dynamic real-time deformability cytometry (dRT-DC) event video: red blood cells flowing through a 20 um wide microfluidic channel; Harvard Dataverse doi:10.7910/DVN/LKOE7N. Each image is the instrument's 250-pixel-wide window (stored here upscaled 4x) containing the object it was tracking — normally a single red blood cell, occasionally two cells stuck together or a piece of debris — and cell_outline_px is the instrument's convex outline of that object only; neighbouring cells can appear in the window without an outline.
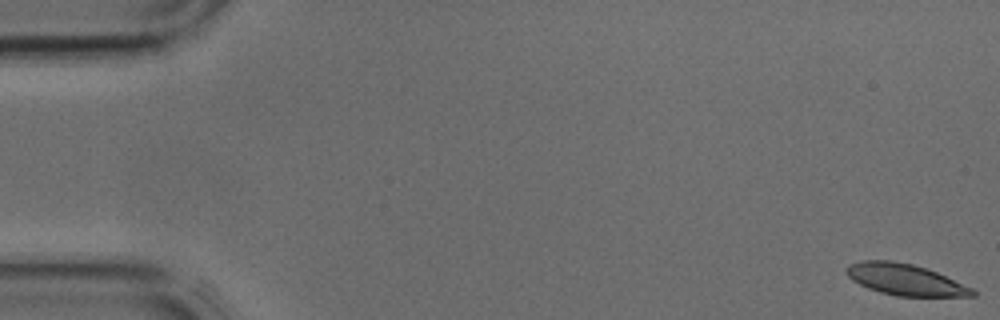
{"species": "common noctule bat (a hibernating species)", "species_latin": "Nyctalus noctula", "temperature_condition": "cold", "stored_images_in_passage": 42, "camera_frame_rate_fps": 3000, "um_per_image_px": 0.085, "animal": {"sex": "male", "body_mass_g": 17.9, "forearm_length_mm": 54.2}, "frame": {"image": 1, "passage_image": 1, "time_ms": 0.0, "image_size_px": [1000, 320], "cell_outline_px": [[976, 296], [896, 296], [880, 292], [868, 288], [852, 280], [848, 276], [844, 268], [848, 264], [860, 260], [892, 260], [912, 264], [928, 268], [972, 288], [976, 292]], "centroid_in_image_um": [76.9, 23.75], "position_along_channel_um": 8.1, "area_um2": 23.06}}
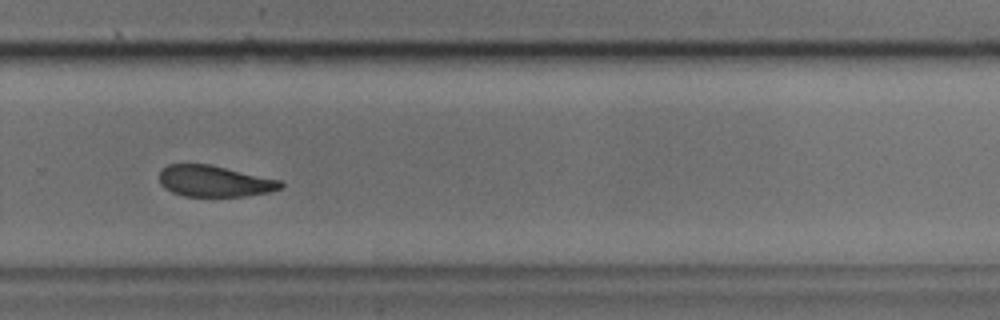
{"frame": {"image": 2, "passage_image": 29, "time_ms": 9.333, "image_size_px": [1000, 320], "cell_outline_px": [[284, 184], [280, 188], [268, 192], [248, 196], [184, 196], [172, 192], [164, 188], [160, 184], [160, 172], [168, 164], [212, 164], [280, 180]], "centroid_in_image_um": [18.22, 15.39], "position_along_channel_um": 311.6, "area_um2": 22.08}}
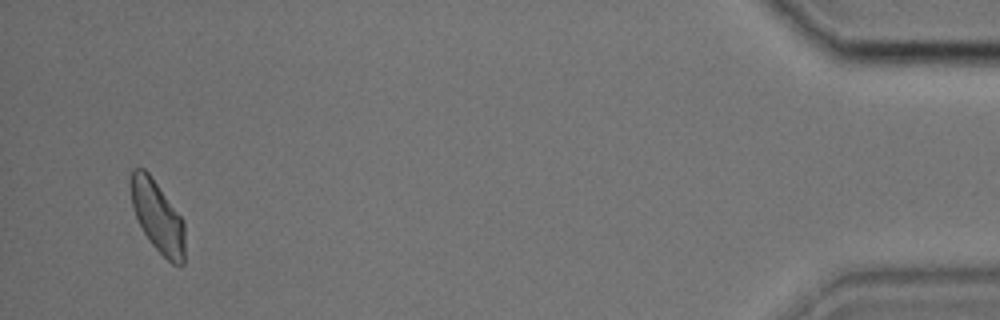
{"frame": {"image": 3, "passage_image": 41, "time_ms": 13.333, "image_size_px": [1000, 320], "cell_outline_px": [[184, 264], [172, 264], [152, 244], [144, 232], [132, 208], [132, 168], [144, 168], [148, 172], [184, 220]], "centroid_in_image_um": [13.42, 18.42], "position_along_channel_um": 421.8, "area_um2": 21.96}}